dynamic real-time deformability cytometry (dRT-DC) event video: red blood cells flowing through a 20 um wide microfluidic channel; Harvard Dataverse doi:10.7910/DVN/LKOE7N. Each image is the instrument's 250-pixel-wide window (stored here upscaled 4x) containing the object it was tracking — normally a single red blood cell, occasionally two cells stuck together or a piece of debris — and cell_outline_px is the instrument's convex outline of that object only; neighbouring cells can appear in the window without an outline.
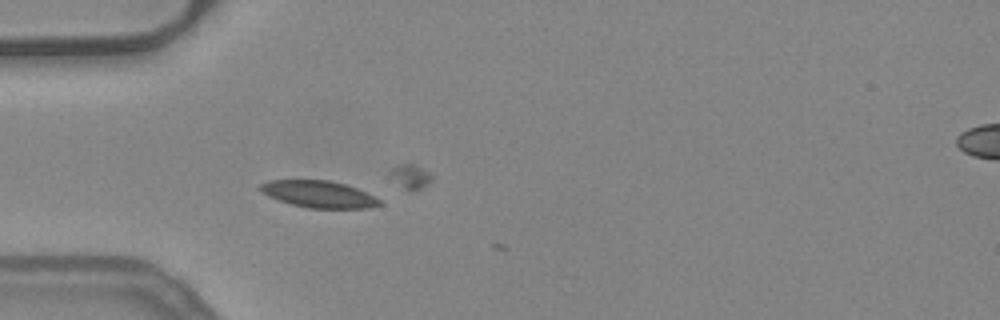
{"species": "common noctule bat (a hibernating species)", "species_latin": "Nyctalus noctula", "temperature_condition": "warm", "stored_images_in_passage": 4, "camera_frame_rate_fps": 3000, "um_per_image_px": 0.085, "animal": {"sex": "female", "body_mass_g": 24.6, "forearm_length_mm": 56.2}, "frame": {"image": 1, "passage_image": 1, "time_ms": 0.0, "image_size_px": [1000, 320], "cell_outline_px": [[384, 204], [368, 208], [308, 208], [292, 204], [268, 196], [260, 188], [260, 184], [268, 180], [328, 180], [344, 184], [356, 188], [380, 200]], "centroid_in_image_um": [27.1, 16.5], "position_along_channel_um": 57.9, "area_um2": 18.38}}